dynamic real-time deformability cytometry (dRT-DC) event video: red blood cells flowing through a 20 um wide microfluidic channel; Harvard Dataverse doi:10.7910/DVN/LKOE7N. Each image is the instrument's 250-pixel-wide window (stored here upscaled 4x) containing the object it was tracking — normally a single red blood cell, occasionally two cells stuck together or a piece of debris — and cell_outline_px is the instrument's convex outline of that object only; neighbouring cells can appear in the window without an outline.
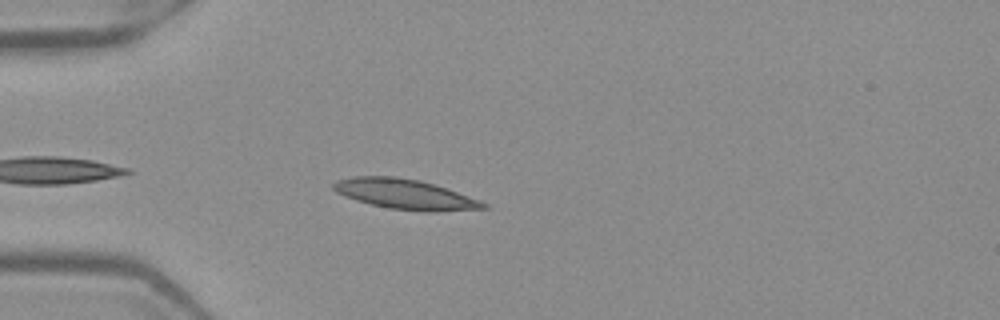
{"species": "Egyptian fruit bat (a non-hibernating species)", "species_latin": "Rousettus aegyptiacus", "temperature_condition": "warm", "stored_images_in_passage": 29, "camera_frame_rate_fps": 3000, "um_per_image_px": 0.085, "frame": {"image": 1, "passage_image": 3, "time_ms": 0.667, "image_size_px": [1000, 320], "cell_outline_px": [[492, 208], [436, 212], [424, 212], [388, 208], [356, 200], [344, 196], [336, 192], [332, 188], [332, 184], [336, 180], [352, 176], [396, 176], [420, 180], [448, 188], [480, 200], [488, 204]], "centroid_in_image_um": [34.47, 16.51], "position_along_channel_um": 50.5, "area_um2": 26.65}}
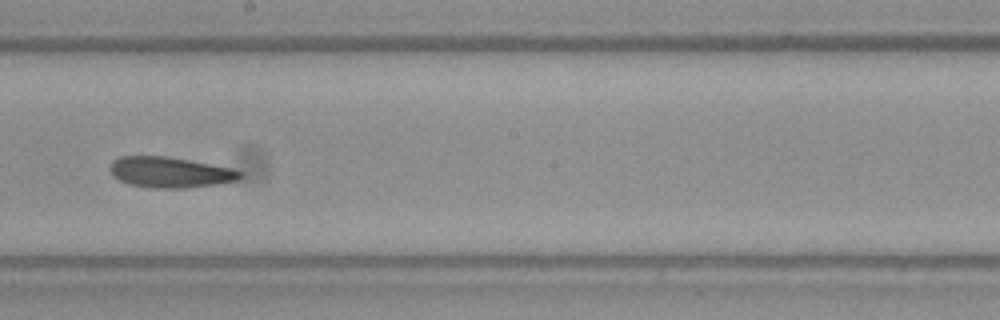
{"frame": {"image": 2, "passage_image": 18, "time_ms": 5.667, "image_size_px": [1000, 320], "cell_outline_px": [[244, 176], [240, 180], [216, 184], [184, 188], [152, 188], [128, 184], [112, 176], [108, 168], [112, 160], [120, 156], [164, 156], [188, 160], [232, 168], [244, 172]], "centroid_in_image_um": [14.45, 14.65], "position_along_channel_um": 233.8, "area_um2": 23.47}}
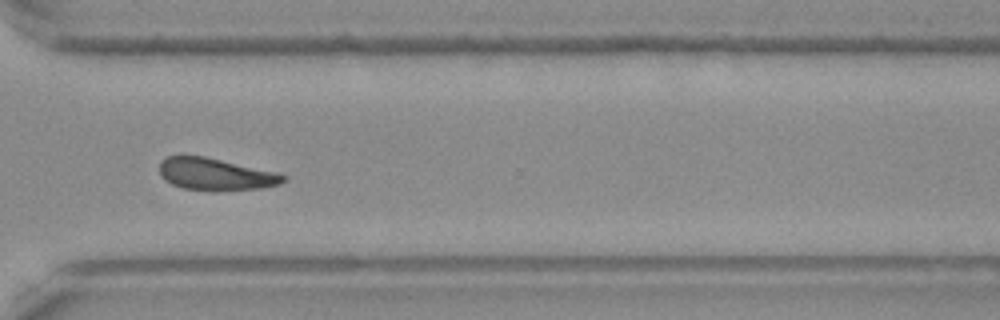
{"frame": {"image": 3, "passage_image": 27, "time_ms": 8.667, "image_size_px": [1000, 320], "cell_outline_px": [[288, 176], [280, 184], [260, 188], [184, 188], [172, 184], [164, 180], [160, 176], [160, 160], [168, 156], [204, 156], [276, 172]], "centroid_in_image_um": [18.29, 14.76], "position_along_channel_um": 352.3, "area_um2": 22.2}}